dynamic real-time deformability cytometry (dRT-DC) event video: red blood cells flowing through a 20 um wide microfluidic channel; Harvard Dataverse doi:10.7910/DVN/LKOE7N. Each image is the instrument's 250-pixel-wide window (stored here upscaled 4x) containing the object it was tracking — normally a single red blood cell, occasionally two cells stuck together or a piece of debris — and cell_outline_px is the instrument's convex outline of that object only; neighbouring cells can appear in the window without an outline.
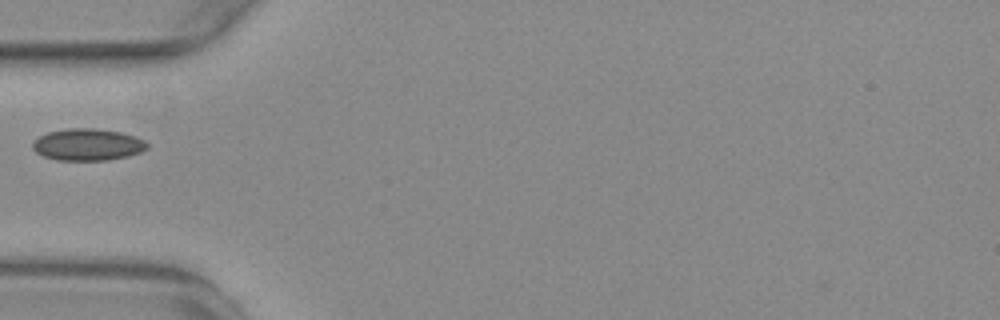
{"species": "common noctule bat (a hibernating species)", "species_latin": "Nyctalus noctula", "temperature_condition": "warm", "stored_images_in_passage": 38, "camera_frame_rate_fps": 3000, "um_per_image_px": 0.085, "animal": {"sex": "female", "body_mass_g": 29.2, "forearm_length_mm": 56.3}, "frame": {"image": 1, "passage_image": 1, "time_ms": 0.0, "image_size_px": [1000, 320], "cell_outline_px": [[148, 148], [140, 152], [128, 156], [108, 160], [56, 160], [44, 156], [36, 152], [32, 148], [32, 144], [40, 136], [48, 132], [68, 128], [92, 128], [120, 132], [136, 136], [144, 140], [148, 144]], "centroid_in_image_um": [7.47, 12.29], "position_along_channel_um": 77.5, "area_um2": 21.21}}
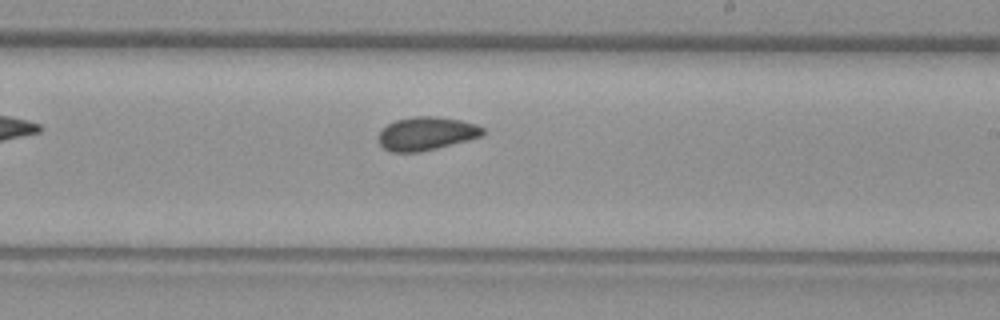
{"frame": {"image": 2, "passage_image": 15, "time_ms": 4.667, "image_size_px": [1000, 320], "cell_outline_px": [[484, 136], [420, 152], [392, 152], [384, 148], [376, 140], [376, 136], [388, 124], [396, 120], [416, 116], [440, 116], [460, 120], [476, 124], [484, 128]], "centroid_in_image_um": [36.24, 11.35], "position_along_channel_um": 252.8, "area_um2": 20.4}}
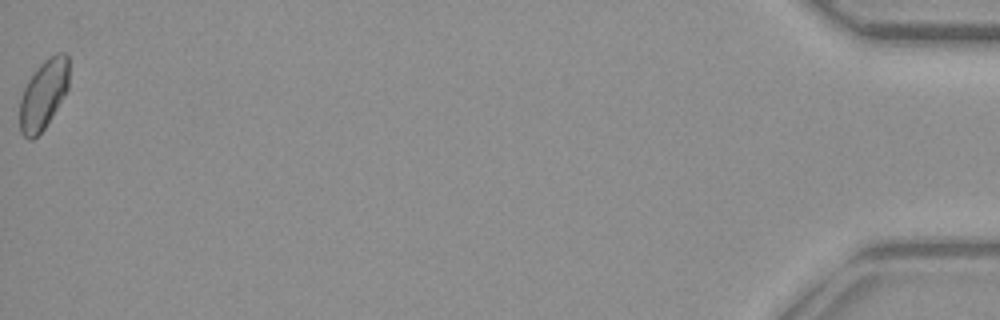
{"frame": {"image": 3, "passage_image": 38, "time_ms": 12.333, "image_size_px": [1000, 320], "cell_outline_px": [[68, 88], [52, 116], [44, 128], [32, 140], [28, 140], [20, 132], [20, 96], [28, 80], [36, 68], [48, 56], [56, 52], [68, 52]], "centroid_in_image_um": [3.69, 7.99], "position_along_channel_um": 431.5, "area_um2": 20.0}}